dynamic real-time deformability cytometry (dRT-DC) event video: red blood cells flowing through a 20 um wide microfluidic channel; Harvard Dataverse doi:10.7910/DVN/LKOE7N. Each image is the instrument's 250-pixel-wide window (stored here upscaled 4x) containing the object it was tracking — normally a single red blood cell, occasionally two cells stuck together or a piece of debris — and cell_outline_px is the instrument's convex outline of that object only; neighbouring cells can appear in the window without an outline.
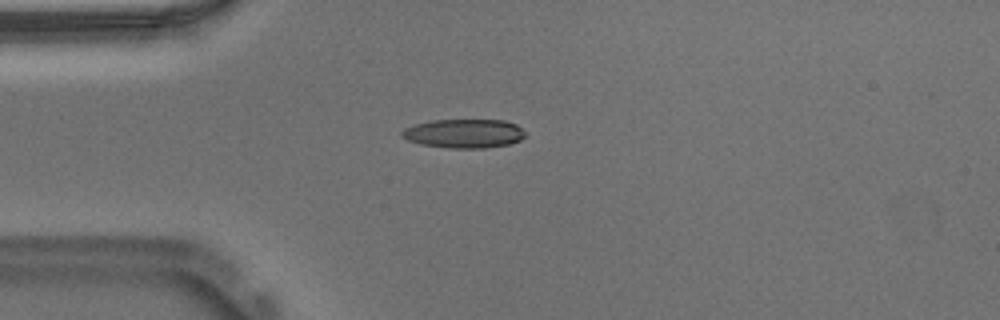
{"species": "Egyptian fruit bat (a non-hibernating species)", "species_latin": "Rousettus aegyptiacus", "temperature_condition": "warm", "stored_images_in_passage": 41, "camera_frame_rate_fps": 3000, "um_per_image_px": 0.085, "animal": {"sex": "male"}, "frame": {"image": 1, "passage_image": 1, "time_ms": 0.0, "image_size_px": [1000, 320], "cell_outline_px": [[524, 136], [520, 140], [508, 144], [484, 148], [448, 148], [420, 144], [408, 140], [400, 136], [400, 132], [404, 128], [416, 124], [432, 120], [504, 120], [516, 124], [524, 132]], "centroid_in_image_um": [39.4, 11.35], "position_along_channel_um": 45.6, "area_um2": 20.75}}
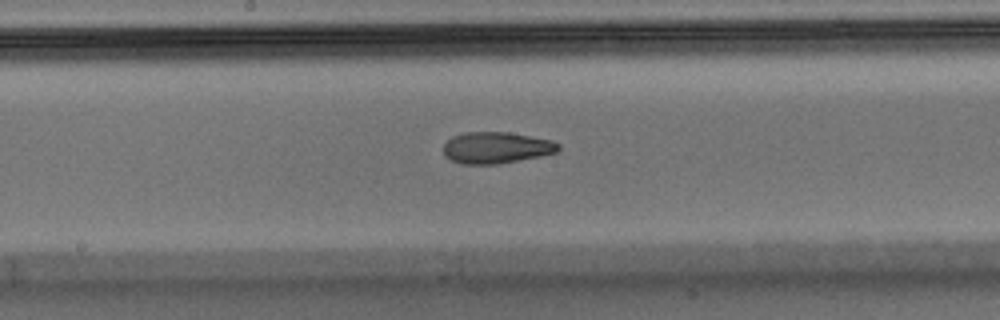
{"frame": {"image": 2, "passage_image": 15, "time_ms": 4.667, "image_size_px": [1000, 320], "cell_outline_px": [[560, 148], [556, 152], [540, 156], [500, 164], [460, 164], [444, 156], [444, 144], [452, 136], [464, 132], [508, 132], [552, 140], [560, 144]], "centroid_in_image_um": [42.17, 12.55], "position_along_channel_um": 206.0, "area_um2": 21.15}}
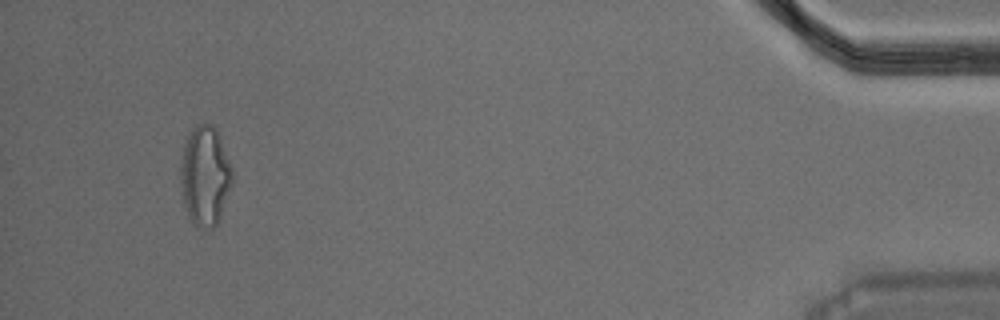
{"frame": {"image": 3, "passage_image": 38, "time_ms": 12.333, "image_size_px": [1000, 320], "cell_outline_px": [[232, 184], [220, 220], [212, 228], [204, 232], [196, 228], [192, 224], [188, 216], [184, 204], [180, 184], [180, 168], [184, 144], [192, 128], [196, 124], [212, 124], [216, 128], [220, 136], [232, 168]], "centroid_in_image_um": [17.42, 15.01], "position_along_channel_um": 417.8, "area_um2": 30.63}, "authors_computed_cell_mechanics": {"area_um2": 21.5594, "velocity_mm_per_s": 3.7296, "shape_relaxation_time_tau1_ms": null, "shape_relaxation_time_tau2_ms": 2.9468, "deformation_change_tau1": null, "deformation_change_tau2": 0.1076}}